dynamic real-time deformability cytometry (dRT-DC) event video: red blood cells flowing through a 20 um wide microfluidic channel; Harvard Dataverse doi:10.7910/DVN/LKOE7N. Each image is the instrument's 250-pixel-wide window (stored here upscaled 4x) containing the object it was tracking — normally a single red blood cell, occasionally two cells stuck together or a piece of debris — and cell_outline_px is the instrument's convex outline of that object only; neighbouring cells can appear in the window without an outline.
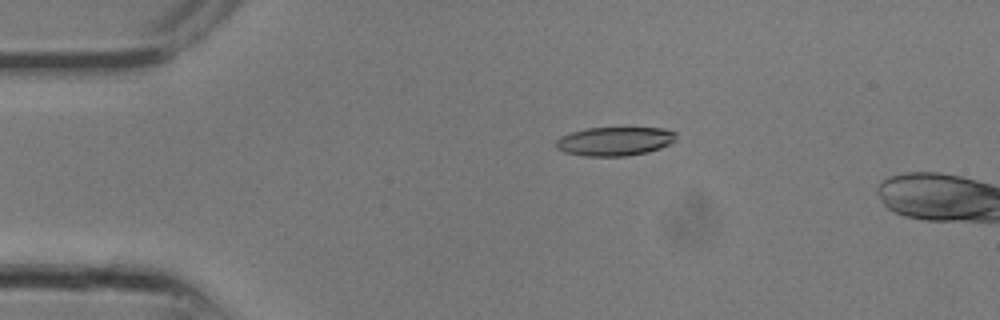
{"species": "common noctule bat (a hibernating species)", "species_latin": "Nyctalus noctula", "temperature_condition": "room temperature", "stored_images_in_passage": 8, "camera_frame_rate_fps": 3000, "um_per_image_px": 0.085, "animal": {"sex": "male", "body_mass_g": 13.3}, "frame": {"image": 1, "passage_image": 6, "time_ms": 1.667, "image_size_px": [1000, 320], "cell_outline_px": [[676, 140], [660, 148], [648, 152], [628, 156], [584, 156], [564, 152], [556, 148], [556, 140], [560, 136], [572, 132], [588, 128], [664, 128], [676, 132]], "centroid_in_image_um": [52.25, 12.01], "position_along_channel_um": 32.7, "area_um2": 20.23}}